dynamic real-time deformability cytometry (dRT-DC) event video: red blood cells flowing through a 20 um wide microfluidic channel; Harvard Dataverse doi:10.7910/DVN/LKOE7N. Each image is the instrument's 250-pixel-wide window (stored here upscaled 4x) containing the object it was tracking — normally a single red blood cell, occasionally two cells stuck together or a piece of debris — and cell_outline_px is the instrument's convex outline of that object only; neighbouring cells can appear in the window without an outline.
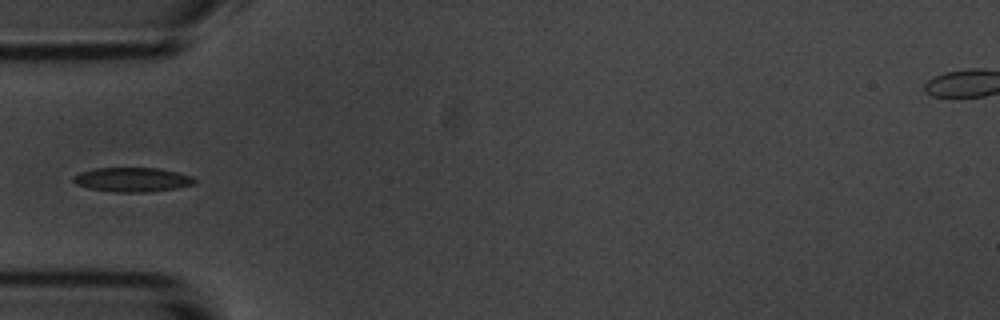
{"species": "common noctule bat (a hibernating species)", "species_latin": "Nyctalus noctula", "temperature_condition": "room temperature", "stored_images_in_passage": 9, "camera_frame_rate_fps": 3000, "um_per_image_px": 0.085, "animal": {"sex": "male", "body_mass_g": 20.1, "forearm_length_mm": 53.5}, "frame": {"image": 1, "passage_image": 6, "time_ms": 7.0, "image_size_px": [1000, 320], "cell_outline_px": [[196, 184], [176, 188], [152, 192], [112, 192], [88, 188], [76, 184], [72, 180], [72, 176], [80, 172], [92, 168], [160, 168], [192, 176], [196, 180]], "centroid_in_image_um": [11.23, 15.27], "position_along_channel_um": 73.8, "area_um2": 17.4}}
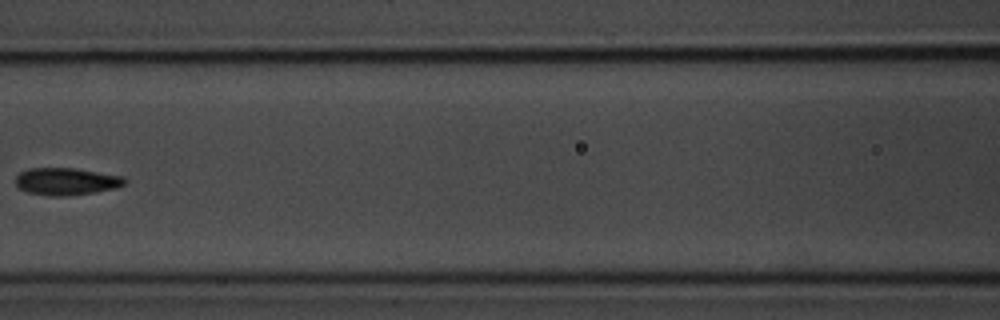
{"frame": {"image": 2, "passage_image": 8, "time_ms": 9.333, "image_size_px": [1000, 320], "cell_outline_px": [[128, 180], [124, 184], [116, 188], [96, 192], [68, 196], [48, 196], [28, 192], [20, 188], [16, 184], [16, 176], [20, 172], [28, 168], [76, 168], [124, 176]], "centroid_in_image_um": [5.67, 15.42], "position_along_channel_um": 160.9, "area_um2": 17.51}}
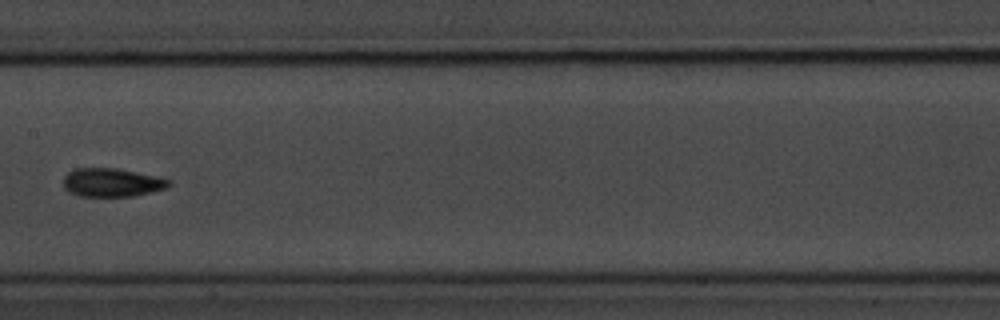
{"frame": {"image": 3, "passage_image": 9, "time_ms": 10.333, "image_size_px": [1000, 320], "cell_outline_px": [[172, 184], [168, 188], [152, 192], [132, 196], [80, 196], [68, 192], [64, 188], [64, 176], [68, 172], [76, 168], [116, 168], [156, 176], [172, 180]], "centroid_in_image_um": [9.53, 15.51], "position_along_channel_um": 197.9, "area_um2": 17.63}}